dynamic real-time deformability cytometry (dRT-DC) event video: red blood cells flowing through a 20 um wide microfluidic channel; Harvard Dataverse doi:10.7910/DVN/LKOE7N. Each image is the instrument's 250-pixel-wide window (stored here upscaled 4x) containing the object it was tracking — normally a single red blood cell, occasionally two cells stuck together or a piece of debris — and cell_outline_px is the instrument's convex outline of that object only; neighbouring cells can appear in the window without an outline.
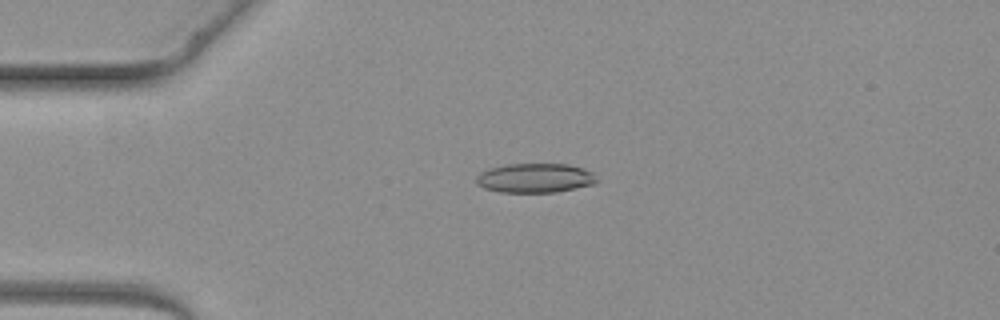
{"species": "common noctule bat (a hibernating species)", "species_latin": "Nyctalus noctula", "temperature_condition": "warm", "stored_images_in_passage": 4, "camera_frame_rate_fps": 3000, "um_per_image_px": 0.085, "animal": {"sex": "female", "body_mass_g": 19.3, "forearm_length_mm": 54.1}, "frame": {"image": 1, "passage_image": 3, "time_ms": 2.667, "image_size_px": [1000, 320], "cell_outline_px": [[596, 184], [556, 192], [500, 192], [484, 188], [476, 184], [476, 176], [480, 172], [488, 168], [508, 164], [568, 164], [592, 172], [596, 180]], "centroid_in_image_um": [45.44, 15.13], "position_along_channel_um": 39.6, "area_um2": 20.58}}